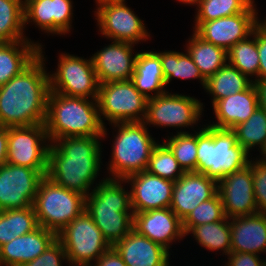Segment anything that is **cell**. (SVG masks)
Segmentation results:
<instances>
[{"label": "cell", "instance_id": "cell-1", "mask_svg": "<svg viewBox=\"0 0 266 266\" xmlns=\"http://www.w3.org/2000/svg\"><path fill=\"white\" fill-rule=\"evenodd\" d=\"M42 46L25 69L0 86V126L45 124L50 83Z\"/></svg>", "mask_w": 266, "mask_h": 266}, {"label": "cell", "instance_id": "cell-2", "mask_svg": "<svg viewBox=\"0 0 266 266\" xmlns=\"http://www.w3.org/2000/svg\"><path fill=\"white\" fill-rule=\"evenodd\" d=\"M103 136L64 137L50 143L46 176L87 197L101 167Z\"/></svg>", "mask_w": 266, "mask_h": 266}, {"label": "cell", "instance_id": "cell-3", "mask_svg": "<svg viewBox=\"0 0 266 266\" xmlns=\"http://www.w3.org/2000/svg\"><path fill=\"white\" fill-rule=\"evenodd\" d=\"M122 179L103 178L85 197V211L113 247L133 229L131 193Z\"/></svg>", "mask_w": 266, "mask_h": 266}, {"label": "cell", "instance_id": "cell-4", "mask_svg": "<svg viewBox=\"0 0 266 266\" xmlns=\"http://www.w3.org/2000/svg\"><path fill=\"white\" fill-rule=\"evenodd\" d=\"M50 143L64 137L103 136L107 128L102 124L97 99L70 97L50 91L45 120Z\"/></svg>", "mask_w": 266, "mask_h": 266}, {"label": "cell", "instance_id": "cell-5", "mask_svg": "<svg viewBox=\"0 0 266 266\" xmlns=\"http://www.w3.org/2000/svg\"><path fill=\"white\" fill-rule=\"evenodd\" d=\"M206 125L197 132L196 172L219 181L225 175L246 167L250 156L237 143L236 133Z\"/></svg>", "mask_w": 266, "mask_h": 266}, {"label": "cell", "instance_id": "cell-6", "mask_svg": "<svg viewBox=\"0 0 266 266\" xmlns=\"http://www.w3.org/2000/svg\"><path fill=\"white\" fill-rule=\"evenodd\" d=\"M113 125V129H117V134L114 136L107 178L125 180L147 169L152 150L158 142L152 137L144 122Z\"/></svg>", "mask_w": 266, "mask_h": 266}, {"label": "cell", "instance_id": "cell-7", "mask_svg": "<svg viewBox=\"0 0 266 266\" xmlns=\"http://www.w3.org/2000/svg\"><path fill=\"white\" fill-rule=\"evenodd\" d=\"M33 208L39 226L57 235L85 210V196L45 176L39 184Z\"/></svg>", "mask_w": 266, "mask_h": 266}, {"label": "cell", "instance_id": "cell-8", "mask_svg": "<svg viewBox=\"0 0 266 266\" xmlns=\"http://www.w3.org/2000/svg\"><path fill=\"white\" fill-rule=\"evenodd\" d=\"M57 239L71 266H91L111 247L85 210L57 234Z\"/></svg>", "mask_w": 266, "mask_h": 266}, {"label": "cell", "instance_id": "cell-9", "mask_svg": "<svg viewBox=\"0 0 266 266\" xmlns=\"http://www.w3.org/2000/svg\"><path fill=\"white\" fill-rule=\"evenodd\" d=\"M97 101L103 125L104 118L111 125L145 120L147 98L136 89L131 79L100 84Z\"/></svg>", "mask_w": 266, "mask_h": 266}, {"label": "cell", "instance_id": "cell-10", "mask_svg": "<svg viewBox=\"0 0 266 266\" xmlns=\"http://www.w3.org/2000/svg\"><path fill=\"white\" fill-rule=\"evenodd\" d=\"M56 72L49 74L50 91L70 97L98 99L100 83L91 57L61 53Z\"/></svg>", "mask_w": 266, "mask_h": 266}, {"label": "cell", "instance_id": "cell-11", "mask_svg": "<svg viewBox=\"0 0 266 266\" xmlns=\"http://www.w3.org/2000/svg\"><path fill=\"white\" fill-rule=\"evenodd\" d=\"M125 3V0L96 2L94 14L101 34L112 41L133 44L148 40L151 34L143 21Z\"/></svg>", "mask_w": 266, "mask_h": 266}, {"label": "cell", "instance_id": "cell-12", "mask_svg": "<svg viewBox=\"0 0 266 266\" xmlns=\"http://www.w3.org/2000/svg\"><path fill=\"white\" fill-rule=\"evenodd\" d=\"M203 103L195 97L182 94H163L147 99L144 123L158 127L193 128L201 120Z\"/></svg>", "mask_w": 266, "mask_h": 266}, {"label": "cell", "instance_id": "cell-13", "mask_svg": "<svg viewBox=\"0 0 266 266\" xmlns=\"http://www.w3.org/2000/svg\"><path fill=\"white\" fill-rule=\"evenodd\" d=\"M49 146L45 124L8 127L7 163L35 170H47Z\"/></svg>", "mask_w": 266, "mask_h": 266}, {"label": "cell", "instance_id": "cell-14", "mask_svg": "<svg viewBox=\"0 0 266 266\" xmlns=\"http://www.w3.org/2000/svg\"><path fill=\"white\" fill-rule=\"evenodd\" d=\"M47 170H35L9 163L0 166V211L33 206Z\"/></svg>", "mask_w": 266, "mask_h": 266}, {"label": "cell", "instance_id": "cell-15", "mask_svg": "<svg viewBox=\"0 0 266 266\" xmlns=\"http://www.w3.org/2000/svg\"><path fill=\"white\" fill-rule=\"evenodd\" d=\"M258 13H239L207 22H195L194 32L226 52L250 36L259 24Z\"/></svg>", "mask_w": 266, "mask_h": 266}, {"label": "cell", "instance_id": "cell-16", "mask_svg": "<svg viewBox=\"0 0 266 266\" xmlns=\"http://www.w3.org/2000/svg\"><path fill=\"white\" fill-rule=\"evenodd\" d=\"M218 193L222 200L225 217L233 218L258 213L252 171L248 165L220 179Z\"/></svg>", "mask_w": 266, "mask_h": 266}, {"label": "cell", "instance_id": "cell-17", "mask_svg": "<svg viewBox=\"0 0 266 266\" xmlns=\"http://www.w3.org/2000/svg\"><path fill=\"white\" fill-rule=\"evenodd\" d=\"M218 193V181L203 173L185 172L174 182L170 209L184 221L202 202Z\"/></svg>", "mask_w": 266, "mask_h": 266}, {"label": "cell", "instance_id": "cell-18", "mask_svg": "<svg viewBox=\"0 0 266 266\" xmlns=\"http://www.w3.org/2000/svg\"><path fill=\"white\" fill-rule=\"evenodd\" d=\"M133 229L168 251L171 243L186 237L183 221L170 208L134 213Z\"/></svg>", "mask_w": 266, "mask_h": 266}, {"label": "cell", "instance_id": "cell-19", "mask_svg": "<svg viewBox=\"0 0 266 266\" xmlns=\"http://www.w3.org/2000/svg\"><path fill=\"white\" fill-rule=\"evenodd\" d=\"M124 182L131 185V204L134 213L170 207L174 182L146 170L127 177Z\"/></svg>", "mask_w": 266, "mask_h": 266}, {"label": "cell", "instance_id": "cell-20", "mask_svg": "<svg viewBox=\"0 0 266 266\" xmlns=\"http://www.w3.org/2000/svg\"><path fill=\"white\" fill-rule=\"evenodd\" d=\"M134 45L112 41L91 57L100 84L132 79L138 54L133 53Z\"/></svg>", "mask_w": 266, "mask_h": 266}, {"label": "cell", "instance_id": "cell-21", "mask_svg": "<svg viewBox=\"0 0 266 266\" xmlns=\"http://www.w3.org/2000/svg\"><path fill=\"white\" fill-rule=\"evenodd\" d=\"M72 5L71 0H24V26L32 22L42 32L65 35L72 29Z\"/></svg>", "mask_w": 266, "mask_h": 266}, {"label": "cell", "instance_id": "cell-22", "mask_svg": "<svg viewBox=\"0 0 266 266\" xmlns=\"http://www.w3.org/2000/svg\"><path fill=\"white\" fill-rule=\"evenodd\" d=\"M57 239V235L39 226L0 247V266H22L41 255Z\"/></svg>", "mask_w": 266, "mask_h": 266}, {"label": "cell", "instance_id": "cell-23", "mask_svg": "<svg viewBox=\"0 0 266 266\" xmlns=\"http://www.w3.org/2000/svg\"><path fill=\"white\" fill-rule=\"evenodd\" d=\"M126 266H169L170 251L132 229L113 246Z\"/></svg>", "mask_w": 266, "mask_h": 266}, {"label": "cell", "instance_id": "cell-24", "mask_svg": "<svg viewBox=\"0 0 266 266\" xmlns=\"http://www.w3.org/2000/svg\"><path fill=\"white\" fill-rule=\"evenodd\" d=\"M259 107L258 92L253 83L248 89L218 100L213 105L217 122L209 123L218 129L233 130L245 122Z\"/></svg>", "mask_w": 266, "mask_h": 266}, {"label": "cell", "instance_id": "cell-25", "mask_svg": "<svg viewBox=\"0 0 266 266\" xmlns=\"http://www.w3.org/2000/svg\"><path fill=\"white\" fill-rule=\"evenodd\" d=\"M231 252L266 253V214L230 218Z\"/></svg>", "mask_w": 266, "mask_h": 266}, {"label": "cell", "instance_id": "cell-26", "mask_svg": "<svg viewBox=\"0 0 266 266\" xmlns=\"http://www.w3.org/2000/svg\"><path fill=\"white\" fill-rule=\"evenodd\" d=\"M131 80L136 89L147 99L166 92L165 78L157 51L138 52Z\"/></svg>", "mask_w": 266, "mask_h": 266}, {"label": "cell", "instance_id": "cell-27", "mask_svg": "<svg viewBox=\"0 0 266 266\" xmlns=\"http://www.w3.org/2000/svg\"><path fill=\"white\" fill-rule=\"evenodd\" d=\"M32 40L0 42V86L25 69L38 55L41 43Z\"/></svg>", "mask_w": 266, "mask_h": 266}, {"label": "cell", "instance_id": "cell-28", "mask_svg": "<svg viewBox=\"0 0 266 266\" xmlns=\"http://www.w3.org/2000/svg\"><path fill=\"white\" fill-rule=\"evenodd\" d=\"M253 83V79L226 63L206 80L204 90L210 95L212 94L211 102L214 105L218 100L248 89Z\"/></svg>", "mask_w": 266, "mask_h": 266}, {"label": "cell", "instance_id": "cell-29", "mask_svg": "<svg viewBox=\"0 0 266 266\" xmlns=\"http://www.w3.org/2000/svg\"><path fill=\"white\" fill-rule=\"evenodd\" d=\"M191 37L185 51L192 57L202 76L207 80L227 63V52L203 40L194 31Z\"/></svg>", "mask_w": 266, "mask_h": 266}, {"label": "cell", "instance_id": "cell-30", "mask_svg": "<svg viewBox=\"0 0 266 266\" xmlns=\"http://www.w3.org/2000/svg\"><path fill=\"white\" fill-rule=\"evenodd\" d=\"M38 227L33 206L0 211V247Z\"/></svg>", "mask_w": 266, "mask_h": 266}, {"label": "cell", "instance_id": "cell-31", "mask_svg": "<svg viewBox=\"0 0 266 266\" xmlns=\"http://www.w3.org/2000/svg\"><path fill=\"white\" fill-rule=\"evenodd\" d=\"M193 234L198 245L210 251H222L228 255L231 252L230 218L213 223L193 226L185 235Z\"/></svg>", "mask_w": 266, "mask_h": 266}, {"label": "cell", "instance_id": "cell-32", "mask_svg": "<svg viewBox=\"0 0 266 266\" xmlns=\"http://www.w3.org/2000/svg\"><path fill=\"white\" fill-rule=\"evenodd\" d=\"M160 56L162 72L165 78V85L176 79H198L202 87H205L206 79L202 76L200 69L193 62L192 57L183 52L164 51L157 52Z\"/></svg>", "mask_w": 266, "mask_h": 266}, {"label": "cell", "instance_id": "cell-33", "mask_svg": "<svg viewBox=\"0 0 266 266\" xmlns=\"http://www.w3.org/2000/svg\"><path fill=\"white\" fill-rule=\"evenodd\" d=\"M227 61L248 78H254L255 76L253 82L259 80L260 60L256 41V27L250 36L237 42L227 51Z\"/></svg>", "mask_w": 266, "mask_h": 266}, {"label": "cell", "instance_id": "cell-34", "mask_svg": "<svg viewBox=\"0 0 266 266\" xmlns=\"http://www.w3.org/2000/svg\"><path fill=\"white\" fill-rule=\"evenodd\" d=\"M24 29V0H0V42L31 40Z\"/></svg>", "mask_w": 266, "mask_h": 266}, {"label": "cell", "instance_id": "cell-35", "mask_svg": "<svg viewBox=\"0 0 266 266\" xmlns=\"http://www.w3.org/2000/svg\"><path fill=\"white\" fill-rule=\"evenodd\" d=\"M254 0H201L195 22H207L239 13H258Z\"/></svg>", "mask_w": 266, "mask_h": 266}, {"label": "cell", "instance_id": "cell-36", "mask_svg": "<svg viewBox=\"0 0 266 266\" xmlns=\"http://www.w3.org/2000/svg\"><path fill=\"white\" fill-rule=\"evenodd\" d=\"M177 131L168 136L163 143L171 150L184 172H196L197 165V132Z\"/></svg>", "mask_w": 266, "mask_h": 266}, {"label": "cell", "instance_id": "cell-37", "mask_svg": "<svg viewBox=\"0 0 266 266\" xmlns=\"http://www.w3.org/2000/svg\"><path fill=\"white\" fill-rule=\"evenodd\" d=\"M237 143L248 153L255 146L260 149L266 140V113L258 107L248 120L236 126Z\"/></svg>", "mask_w": 266, "mask_h": 266}, {"label": "cell", "instance_id": "cell-38", "mask_svg": "<svg viewBox=\"0 0 266 266\" xmlns=\"http://www.w3.org/2000/svg\"><path fill=\"white\" fill-rule=\"evenodd\" d=\"M146 171L172 182L177 181L185 173L163 142H159L153 148Z\"/></svg>", "mask_w": 266, "mask_h": 266}, {"label": "cell", "instance_id": "cell-39", "mask_svg": "<svg viewBox=\"0 0 266 266\" xmlns=\"http://www.w3.org/2000/svg\"><path fill=\"white\" fill-rule=\"evenodd\" d=\"M225 218L220 194L199 204L183 221L186 234L193 226L221 221Z\"/></svg>", "mask_w": 266, "mask_h": 266}, {"label": "cell", "instance_id": "cell-40", "mask_svg": "<svg viewBox=\"0 0 266 266\" xmlns=\"http://www.w3.org/2000/svg\"><path fill=\"white\" fill-rule=\"evenodd\" d=\"M248 166L253 177V190L258 212L266 214V162L250 159Z\"/></svg>", "mask_w": 266, "mask_h": 266}, {"label": "cell", "instance_id": "cell-41", "mask_svg": "<svg viewBox=\"0 0 266 266\" xmlns=\"http://www.w3.org/2000/svg\"><path fill=\"white\" fill-rule=\"evenodd\" d=\"M65 260L67 261V255L64 247L56 239L41 255L22 266H62Z\"/></svg>", "mask_w": 266, "mask_h": 266}, {"label": "cell", "instance_id": "cell-42", "mask_svg": "<svg viewBox=\"0 0 266 266\" xmlns=\"http://www.w3.org/2000/svg\"><path fill=\"white\" fill-rule=\"evenodd\" d=\"M227 256L228 261L224 266H260L264 260L253 253L230 252Z\"/></svg>", "mask_w": 266, "mask_h": 266}, {"label": "cell", "instance_id": "cell-43", "mask_svg": "<svg viewBox=\"0 0 266 266\" xmlns=\"http://www.w3.org/2000/svg\"><path fill=\"white\" fill-rule=\"evenodd\" d=\"M256 41L260 60L259 79H266V29L260 24L256 26Z\"/></svg>", "mask_w": 266, "mask_h": 266}, {"label": "cell", "instance_id": "cell-44", "mask_svg": "<svg viewBox=\"0 0 266 266\" xmlns=\"http://www.w3.org/2000/svg\"><path fill=\"white\" fill-rule=\"evenodd\" d=\"M91 266H126V264L116 249L114 247H110Z\"/></svg>", "mask_w": 266, "mask_h": 266}, {"label": "cell", "instance_id": "cell-45", "mask_svg": "<svg viewBox=\"0 0 266 266\" xmlns=\"http://www.w3.org/2000/svg\"><path fill=\"white\" fill-rule=\"evenodd\" d=\"M8 127L0 126V166L7 163Z\"/></svg>", "mask_w": 266, "mask_h": 266}, {"label": "cell", "instance_id": "cell-46", "mask_svg": "<svg viewBox=\"0 0 266 266\" xmlns=\"http://www.w3.org/2000/svg\"><path fill=\"white\" fill-rule=\"evenodd\" d=\"M258 92L259 107L266 113V79L254 81Z\"/></svg>", "mask_w": 266, "mask_h": 266}, {"label": "cell", "instance_id": "cell-47", "mask_svg": "<svg viewBox=\"0 0 266 266\" xmlns=\"http://www.w3.org/2000/svg\"><path fill=\"white\" fill-rule=\"evenodd\" d=\"M258 150L260 151V153L262 155V157L258 158V159L261 160V161L266 162V140H265V143L262 146V148L261 149L258 148Z\"/></svg>", "mask_w": 266, "mask_h": 266}, {"label": "cell", "instance_id": "cell-48", "mask_svg": "<svg viewBox=\"0 0 266 266\" xmlns=\"http://www.w3.org/2000/svg\"><path fill=\"white\" fill-rule=\"evenodd\" d=\"M179 2L183 4H189V5H199L201 3V0H178Z\"/></svg>", "mask_w": 266, "mask_h": 266}, {"label": "cell", "instance_id": "cell-49", "mask_svg": "<svg viewBox=\"0 0 266 266\" xmlns=\"http://www.w3.org/2000/svg\"><path fill=\"white\" fill-rule=\"evenodd\" d=\"M259 24L266 29V19L265 20H259Z\"/></svg>", "mask_w": 266, "mask_h": 266}, {"label": "cell", "instance_id": "cell-50", "mask_svg": "<svg viewBox=\"0 0 266 266\" xmlns=\"http://www.w3.org/2000/svg\"><path fill=\"white\" fill-rule=\"evenodd\" d=\"M260 266H266V259H264Z\"/></svg>", "mask_w": 266, "mask_h": 266}]
</instances>
